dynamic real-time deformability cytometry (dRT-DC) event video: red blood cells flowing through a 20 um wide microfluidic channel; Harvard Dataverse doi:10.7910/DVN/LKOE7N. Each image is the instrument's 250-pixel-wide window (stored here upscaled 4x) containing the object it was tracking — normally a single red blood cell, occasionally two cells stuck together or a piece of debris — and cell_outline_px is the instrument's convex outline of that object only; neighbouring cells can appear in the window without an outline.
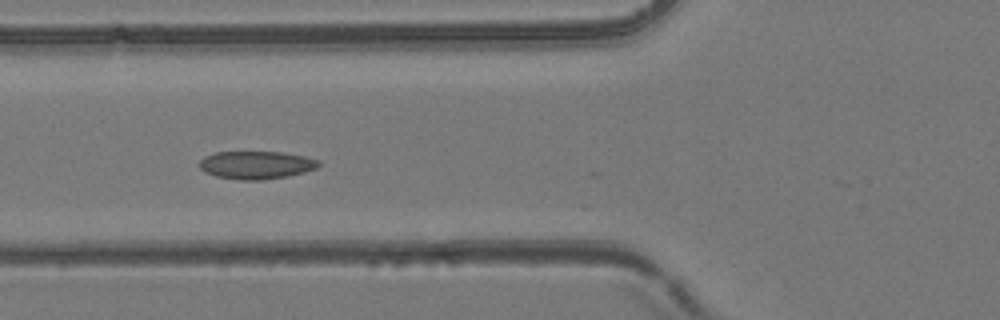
{"species": "common noctule bat (a hibernating species)", "species_latin": "Nyctalus noctula", "temperature_condition": "room temperature", "stored_images_in_passage": 8, "camera_frame_rate_fps": 3000, "um_per_image_px": 0.085, "animal": {"sex": "female", "body_mass_g": 24.6, "forearm_length_mm": 56.2}, "frame": {"image": 1, "passage_image": 6, "time_ms": 1.667, "image_size_px": [1000, 320], "cell_outline_px": [[320, 164], [316, 168], [304, 172], [288, 176], [260, 180], [240, 180], [216, 176], [200, 168], [200, 160], [204, 156], [216, 152], [280, 152], [304, 156], [320, 160]], "centroid_in_image_um": [21.8, 14.02], "position_along_channel_um": 104.0, "area_um2": 19.25}}
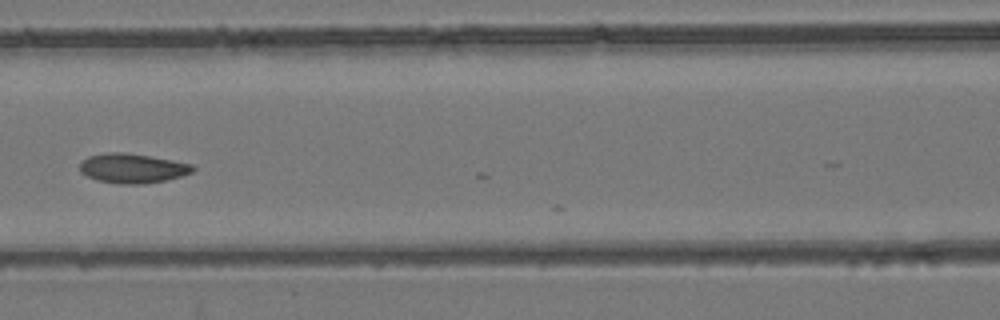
{"frame": {"image": 2, "passage_image": 7, "time_ms": 2.0, "image_size_px": [1000, 320], "cell_outline_px": [[196, 168], [192, 172], [180, 176], [164, 180], [144, 184], [120, 184], [96, 180], [80, 172], [80, 160], [88, 156], [108, 152], [124, 152], [172, 160], [192, 164]], "centroid_in_image_um": [11.22, 14.3], "position_along_channel_um": 155.4, "area_um2": 19.42}}